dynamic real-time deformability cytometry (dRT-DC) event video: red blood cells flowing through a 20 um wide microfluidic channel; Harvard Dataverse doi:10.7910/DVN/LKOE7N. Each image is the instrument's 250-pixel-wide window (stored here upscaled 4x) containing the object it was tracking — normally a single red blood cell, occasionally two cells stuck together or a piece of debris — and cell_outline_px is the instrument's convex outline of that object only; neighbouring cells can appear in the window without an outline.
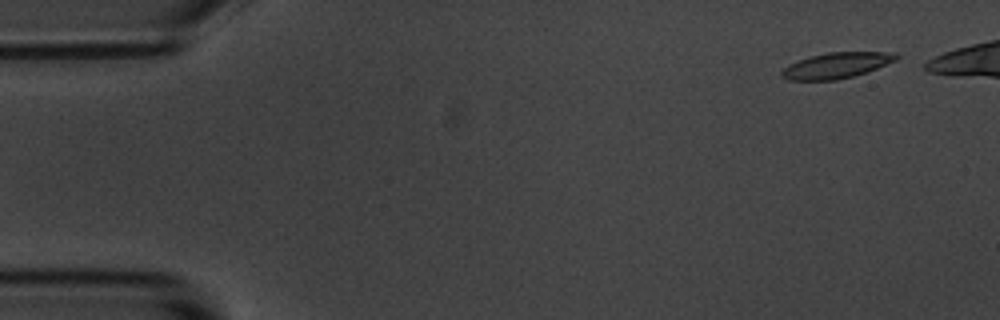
{"species": "common noctule bat (a hibernating species)", "species_latin": "Nyctalus noctula", "temperature_condition": "room temperature", "stored_images_in_passage": 3, "camera_frame_rate_fps": 3000, "um_per_image_px": 0.085, "animal": {"sex": "male", "body_mass_g": 20.1, "forearm_length_mm": 53.5}, "frame": {"image": 1, "passage_image": 1, "time_ms": 0.0, "image_size_px": [1000, 320], "cell_outline_px": [[900, 56], [896, 60], [868, 72], [836, 80], [788, 80], [780, 76], [780, 72], [788, 64], [812, 56], [828, 52], [896, 52]], "centroid_in_image_um": [71.11, 5.56], "position_along_channel_um": 13.9, "area_um2": 17.17}}